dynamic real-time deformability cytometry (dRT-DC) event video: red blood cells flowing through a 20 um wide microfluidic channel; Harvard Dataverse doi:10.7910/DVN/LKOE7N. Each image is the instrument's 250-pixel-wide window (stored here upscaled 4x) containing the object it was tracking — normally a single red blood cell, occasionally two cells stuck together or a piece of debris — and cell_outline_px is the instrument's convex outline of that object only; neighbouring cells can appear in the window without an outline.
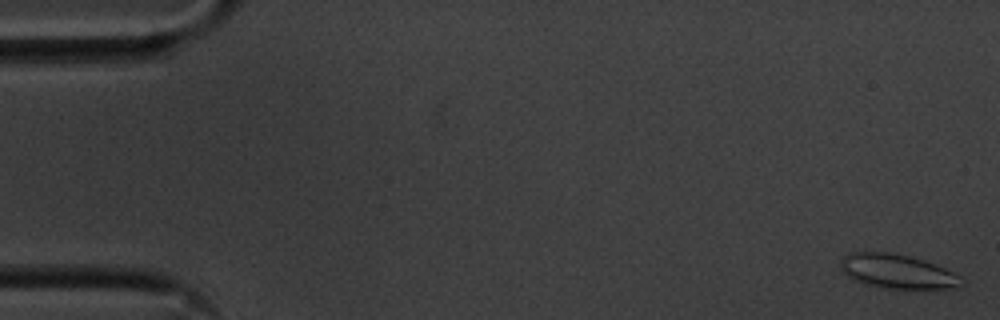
{"species": "common noctule bat (a hibernating species)", "species_latin": "Nyctalus noctula", "temperature_condition": "cold", "stored_images_in_passage": 15, "camera_frame_rate_fps": 3000, "um_per_image_px": 0.085, "animal": {"sex": "male", "body_mass_g": 20.1, "forearm_length_mm": 53.5}, "frame": {"image": 1, "passage_image": 1, "time_ms": 0.0, "image_size_px": [1000, 320], "cell_outline_px": [[964, 284], [952, 288], [936, 292], [908, 292], [880, 288], [864, 284], [848, 276], [840, 268], [840, 260], [848, 252], [888, 252], [908, 256], [924, 260], [944, 268], [960, 276]], "centroid_in_image_um": [76.33, 23.15], "position_along_channel_um": 8.7, "area_um2": 25.37}}
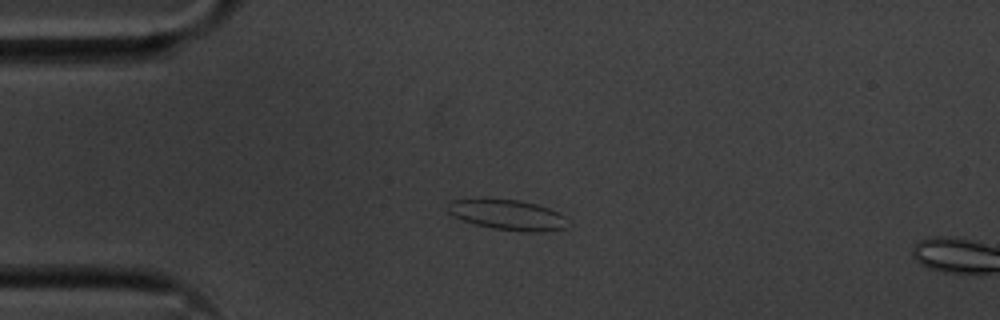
{"frame": {"image": 2, "passage_image": 13, "time_ms": 4.0, "image_size_px": [1000, 320], "cell_outline_px": [[564, 228], [540, 232], [524, 232], [492, 228], [476, 224], [452, 216], [448, 212], [448, 208], [452, 200], [520, 200], [536, 204], [548, 208], [564, 216]], "centroid_in_image_um": [43.14, 18.28], "position_along_channel_um": 41.9, "area_um2": 20.46}}